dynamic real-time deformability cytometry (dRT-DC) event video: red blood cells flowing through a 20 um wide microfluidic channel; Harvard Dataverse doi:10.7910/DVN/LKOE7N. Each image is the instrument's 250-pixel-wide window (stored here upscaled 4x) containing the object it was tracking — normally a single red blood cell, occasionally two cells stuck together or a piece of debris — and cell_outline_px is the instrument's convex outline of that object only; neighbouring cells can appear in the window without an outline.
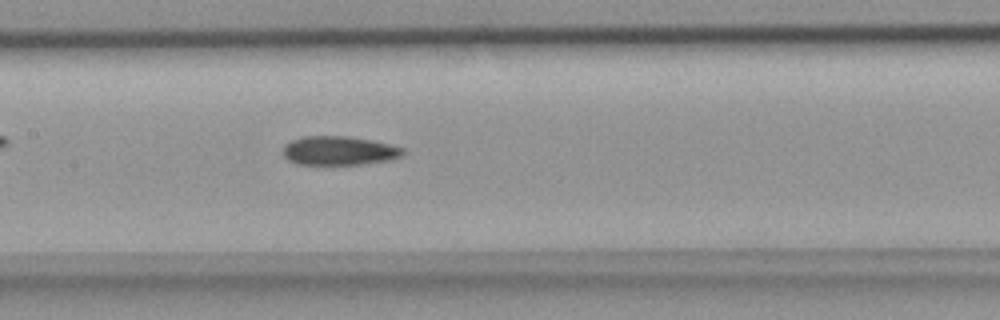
{"species": "common noctule bat (a hibernating species)", "species_latin": "Nyctalus noctula", "temperature_condition": "room temperature", "stored_images_in_passage": 41, "camera_frame_rate_fps": 3000, "um_per_image_px": 0.085, "animal": {"sex": "female", "body_mass_g": 18.4}, "frame": {"image": 1, "passage_image": 20, "time_ms": 6.333, "image_size_px": [1000, 320], "cell_outline_px": [[404, 152], [400, 156], [392, 160], [360, 164], [296, 164], [288, 160], [284, 156], [284, 144], [300, 136], [348, 136], [372, 140], [404, 148]], "centroid_in_image_um": [28.8, 12.8], "position_along_channel_um": 178.6, "area_um2": 20.23}}
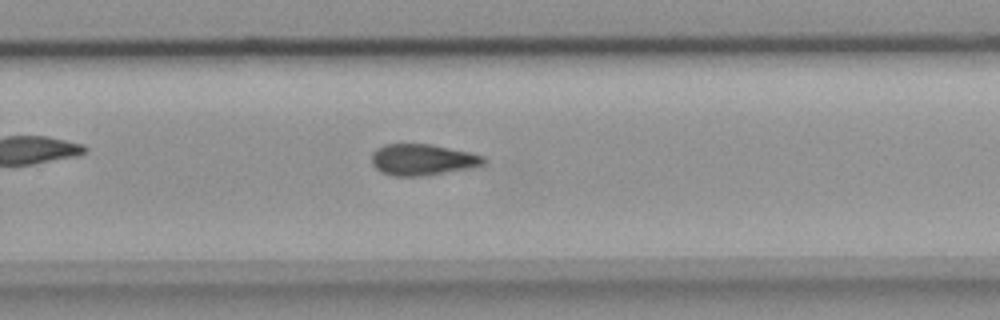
{"frame": {"image": 2, "passage_image": 28, "time_ms": 9.0, "image_size_px": [1000, 320], "cell_outline_px": [[488, 164], [476, 168], [420, 176], [392, 176], [380, 172], [372, 164], [372, 152], [376, 148], [384, 144], [428, 144], [468, 152], [484, 156], [488, 160]], "centroid_in_image_um": [35.95, 13.59], "position_along_channel_um": 293.8, "area_um2": 20.69}}
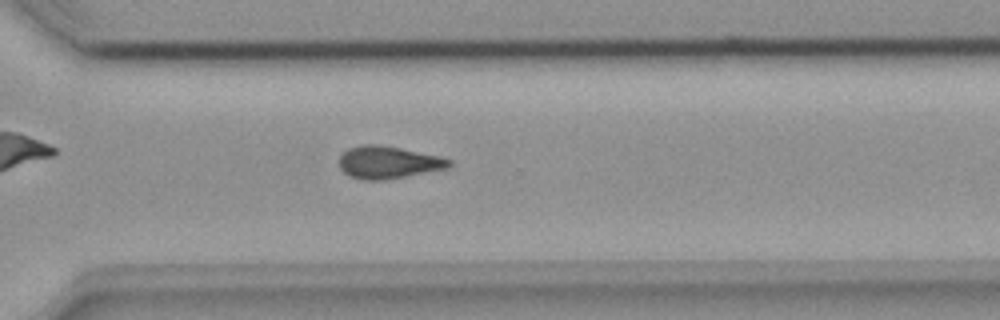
{"frame": {"image": 3, "passage_image": 31, "time_ms": 10.0, "image_size_px": [1000, 320], "cell_outline_px": [[452, 164], [448, 168], [404, 176], [380, 180], [364, 180], [348, 176], [340, 168], [340, 156], [348, 148], [360, 144], [380, 144], [440, 156], [452, 160]], "centroid_in_image_um": [32.98, 13.79], "position_along_channel_um": 337.6, "area_um2": 20.69}}